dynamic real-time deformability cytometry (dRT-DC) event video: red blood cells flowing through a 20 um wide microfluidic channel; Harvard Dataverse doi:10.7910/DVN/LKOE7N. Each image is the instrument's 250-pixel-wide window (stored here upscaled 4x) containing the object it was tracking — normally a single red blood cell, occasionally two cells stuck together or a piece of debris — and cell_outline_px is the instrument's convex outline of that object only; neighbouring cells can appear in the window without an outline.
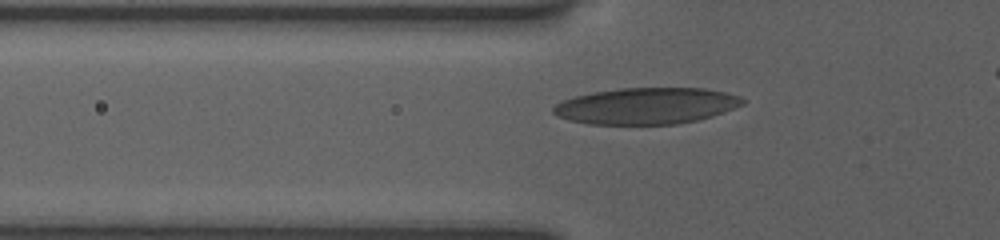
{"species": "human", "species_latin": "Homo sapiens", "temperature_condition": "room temperature", "stored_images_in_passage": 10, "camera_frame_rate_fps": 3000, "um_per_image_px": 0.085, "donor": {"sex": "female"}, "frame": {"image": 1, "passage_image": 5, "time_ms": 1.333, "image_size_px": [1000, 240], "cell_outline_px": [[744, 104], [724, 112], [712, 116], [696, 120], [676, 124], [588, 124], [568, 120], [556, 116], [552, 112], [552, 108], [560, 100], [592, 92], [620, 88], [704, 88], [724, 92], [740, 96], [744, 100]], "centroid_in_image_um": [54.9, 9.0], "position_along_channel_um": 70.9, "area_um2": 40.23}}
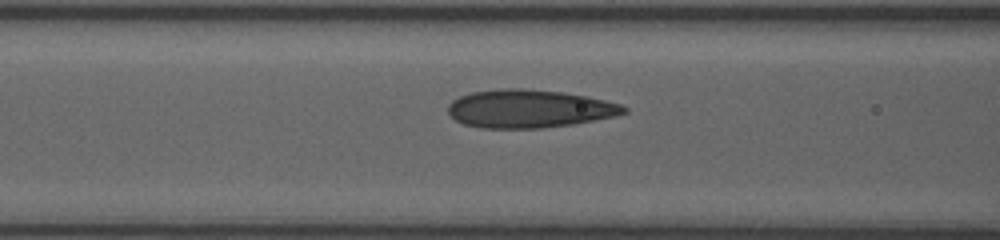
{"frame": {"image": 2, "passage_image": 9, "time_ms": 2.667, "image_size_px": [1000, 240], "cell_outline_px": [[628, 112], [616, 116], [572, 124], [540, 128], [480, 128], [464, 124], [456, 120], [448, 112], [448, 104], [452, 100], [460, 96], [472, 92], [504, 88], [520, 88], [560, 92], [588, 96], [620, 104], [628, 108]], "centroid_in_image_um": [44.98, 9.24], "position_along_channel_um": 121.6, "area_um2": 38.96}}